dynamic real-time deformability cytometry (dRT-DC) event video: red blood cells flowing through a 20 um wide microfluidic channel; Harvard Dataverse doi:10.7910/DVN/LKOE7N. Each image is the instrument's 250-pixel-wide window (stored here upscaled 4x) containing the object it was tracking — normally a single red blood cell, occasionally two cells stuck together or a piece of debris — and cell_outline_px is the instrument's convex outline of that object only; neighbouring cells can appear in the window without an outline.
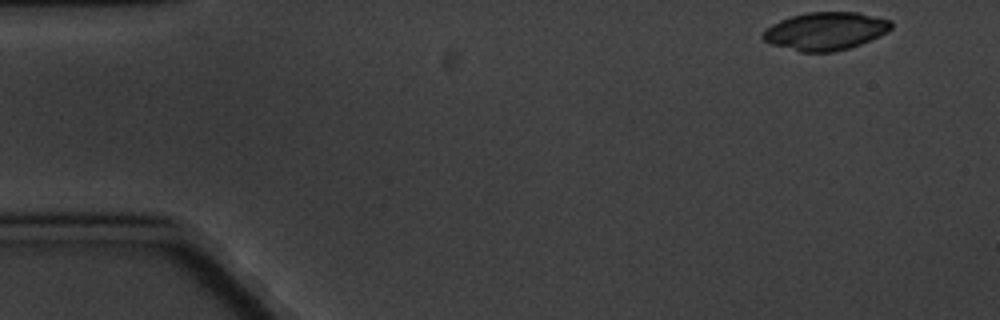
{"species": "common noctule bat (a hibernating species)", "species_latin": "Nyctalus noctula", "temperature_condition": "cold", "stored_images_in_passage": 6, "camera_frame_rate_fps": 3000, "um_per_image_px": 0.085, "animal": {"sex": "male", "body_mass_g": 20.1, "forearm_length_mm": 53.5}, "frame": {"image": 1, "passage_image": 1, "time_ms": 0.0, "image_size_px": [1000, 320], "cell_outline_px": [[892, 28], [880, 36], [860, 44], [848, 48], [832, 52], [800, 52], [772, 44], [764, 40], [760, 36], [772, 24], [780, 20], [792, 16], [808, 12], [856, 12], [892, 20]], "centroid_in_image_um": [70.18, 2.64], "position_along_channel_um": 14.8, "area_um2": 28.21}}